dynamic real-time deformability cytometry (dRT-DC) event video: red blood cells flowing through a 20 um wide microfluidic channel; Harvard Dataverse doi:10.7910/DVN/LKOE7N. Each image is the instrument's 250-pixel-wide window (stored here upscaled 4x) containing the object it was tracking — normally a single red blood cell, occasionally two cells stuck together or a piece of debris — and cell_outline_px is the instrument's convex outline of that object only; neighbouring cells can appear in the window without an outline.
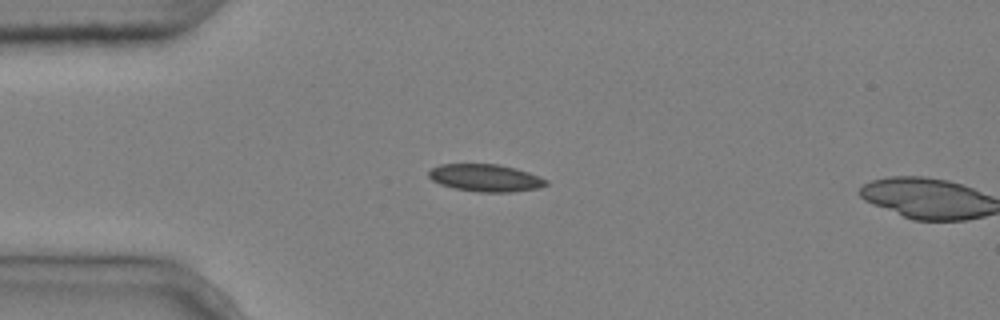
{"species": "common noctule bat (a hibernating species)", "species_latin": "Nyctalus noctula", "temperature_condition": "cold", "stored_images_in_passage": 4, "camera_frame_rate_fps": 3000, "um_per_image_px": 0.085, "animal": {"sex": "male", "body_mass_g": 20.4}, "frame": {"image": 1, "passage_image": 3, "time_ms": 0.667, "image_size_px": [1000, 320], "cell_outline_px": [[548, 184], [540, 188], [512, 192], [476, 192], [456, 188], [440, 184], [432, 180], [428, 176], [428, 172], [432, 168], [440, 164], [500, 164], [528, 172], [540, 176], [548, 180]], "centroid_in_image_um": [41.29, 15.12], "position_along_channel_um": 43.7, "area_um2": 18.79}}